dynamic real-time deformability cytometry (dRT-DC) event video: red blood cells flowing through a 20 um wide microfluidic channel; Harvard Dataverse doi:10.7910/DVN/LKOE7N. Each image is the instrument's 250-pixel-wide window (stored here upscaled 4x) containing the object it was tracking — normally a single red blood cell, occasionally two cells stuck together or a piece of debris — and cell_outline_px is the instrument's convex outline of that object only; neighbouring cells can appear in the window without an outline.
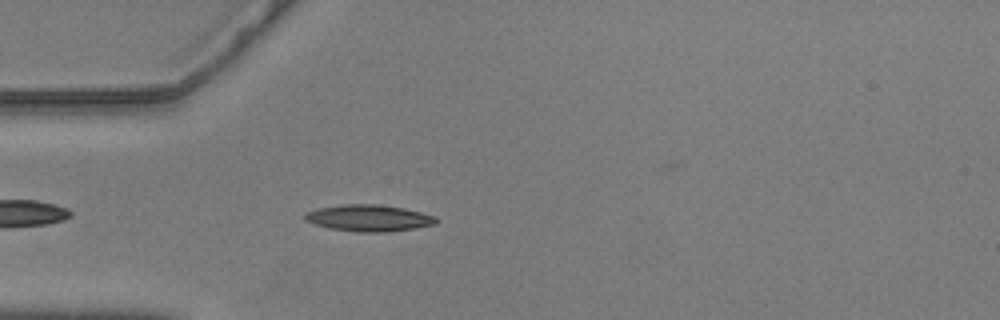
{"species": "common noctule bat (a hibernating species)", "species_latin": "Nyctalus noctula", "temperature_condition": "warm", "stored_images_in_passage": 38, "camera_frame_rate_fps": 3000, "um_per_image_px": 0.085, "animal": {"sex": "male", "body_mass_g": 20.5, "forearm_length_mm": 52.5}, "frame": {"image": 1, "passage_image": 1, "time_ms": 0.0, "image_size_px": [1000, 320], "cell_outline_px": [[436, 224], [388, 232], [356, 232], [328, 228], [304, 220], [304, 212], [316, 208], [344, 204], [376, 204], [404, 208], [436, 216]], "centroid_in_image_um": [31.3, 18.53], "position_along_channel_um": 53.7, "area_um2": 20.35}}
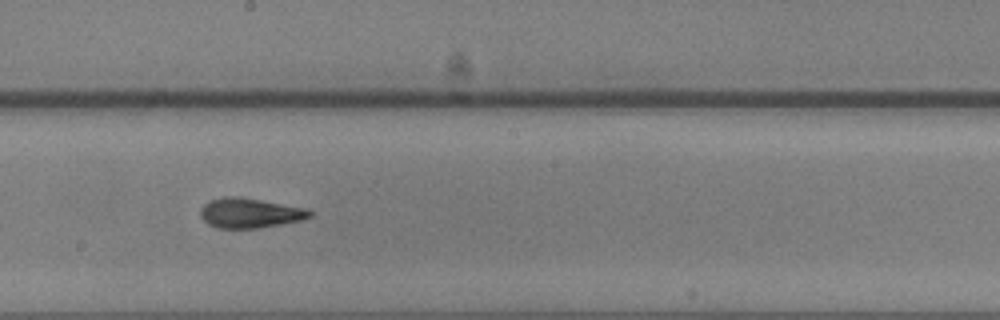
{"frame": {"image": 2, "passage_image": 16, "time_ms": 5.0, "image_size_px": [1000, 320], "cell_outline_px": [[312, 216], [304, 220], [260, 228], [216, 228], [208, 224], [200, 216], [200, 208], [208, 200], [224, 196], [240, 196], [308, 208], [312, 212]], "centroid_in_image_um": [21.25, 18.1], "position_along_channel_um": 227.0, "area_um2": 19.42}}
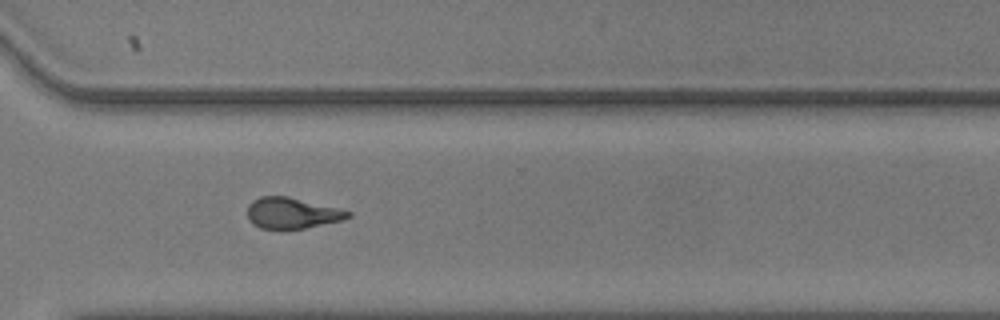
{"frame": {"image": 3, "passage_image": 26, "time_ms": 8.333, "image_size_px": [1000, 320], "cell_outline_px": [[352, 216], [344, 220], [304, 228], [260, 228], [252, 224], [248, 220], [248, 204], [252, 200], [260, 196], [288, 196], [352, 212]], "centroid_in_image_um": [24.8, 18.1], "position_along_channel_um": 345.8, "area_um2": 18.03}, "authors_computed_cell_mechanics": {"area_um2": 18.9584, "velocity_mm_per_s": 3.5798, "shape_relaxation_time_tau1_ms": 5.1554, "shape_relaxation_time_tau2_ms": 2.4417, "deformation_change_tau1": 0.1852, "deformation_change_tau2": 0.0966}}